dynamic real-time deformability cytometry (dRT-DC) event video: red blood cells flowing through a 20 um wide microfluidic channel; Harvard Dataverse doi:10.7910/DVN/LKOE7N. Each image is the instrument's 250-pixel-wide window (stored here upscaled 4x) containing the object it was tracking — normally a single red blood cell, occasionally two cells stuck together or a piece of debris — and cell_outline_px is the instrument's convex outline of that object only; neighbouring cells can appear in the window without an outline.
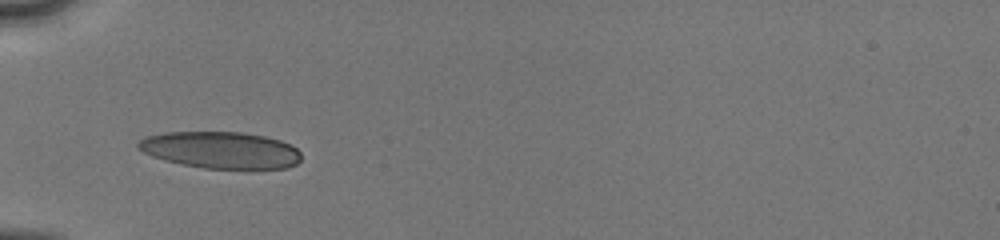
{"species": "human", "species_latin": "Homo sapiens", "temperature_condition": "cold", "stored_images_in_passage": 23, "camera_frame_rate_fps": 3000, "um_per_image_px": 0.085, "donor": {"sex": "male"}, "frame": {"image": 1, "passage_image": 1, "time_ms": 0.0, "image_size_px": [1000, 240], "cell_outline_px": [[300, 160], [296, 164], [288, 168], [204, 168], [180, 164], [164, 160], [152, 156], [136, 148], [136, 144], [144, 136], [164, 132], [244, 132], [264, 136], [280, 140], [292, 144], [300, 152]], "centroid_in_image_um": [18.74, 12.74], "position_along_channel_um": 66.3, "area_um2": 35.08}}
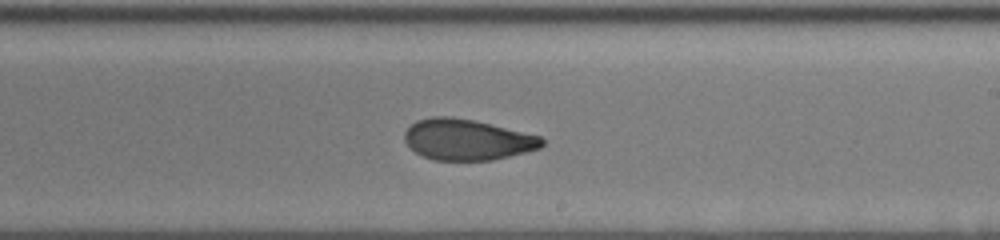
{"frame": {"image": 2, "passage_image": 9, "time_ms": 4.667, "image_size_px": [1000, 240], "cell_outline_px": [[544, 144], [540, 148], [492, 160], [432, 160], [416, 152], [404, 140], [404, 132], [416, 120], [432, 116], [452, 116], [472, 120], [540, 136], [544, 140]], "centroid_in_image_um": [39.68, 11.86], "position_along_channel_um": 249.3, "area_um2": 32.43}}
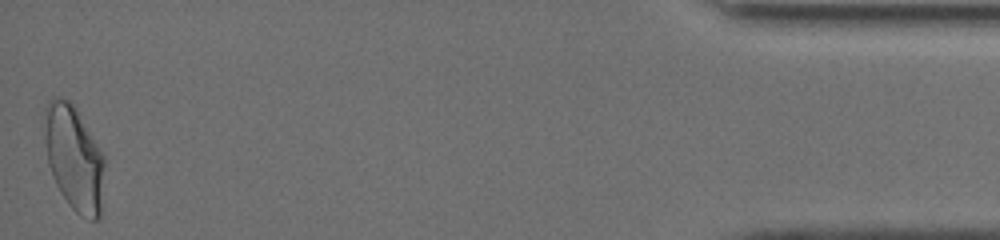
{"frame": {"image": 3, "passage_image": 23, "time_ms": 11.0, "image_size_px": [1000, 240], "cell_outline_px": [[104, 164], [100, 216], [96, 220], [92, 220], [80, 216], [68, 204], [60, 192], [52, 176], [48, 164], [44, 140], [44, 108], [48, 100], [52, 96], [56, 96], [68, 100], [76, 108], [104, 152]], "centroid_in_image_um": [6.28, 13.39], "position_along_channel_um": 428.9, "area_um2": 37.22}, "authors_computed_cell_mechanics": {"area_um2": 33.813, "velocity_mm_per_s": 4.0448, "shape_relaxation_time_tau1_ms": 4.9006, "shape_relaxation_time_tau2_ms": 1.3659, "deformation_change_tau1": 0.1431, "deformation_change_tau2": 0.0656}}